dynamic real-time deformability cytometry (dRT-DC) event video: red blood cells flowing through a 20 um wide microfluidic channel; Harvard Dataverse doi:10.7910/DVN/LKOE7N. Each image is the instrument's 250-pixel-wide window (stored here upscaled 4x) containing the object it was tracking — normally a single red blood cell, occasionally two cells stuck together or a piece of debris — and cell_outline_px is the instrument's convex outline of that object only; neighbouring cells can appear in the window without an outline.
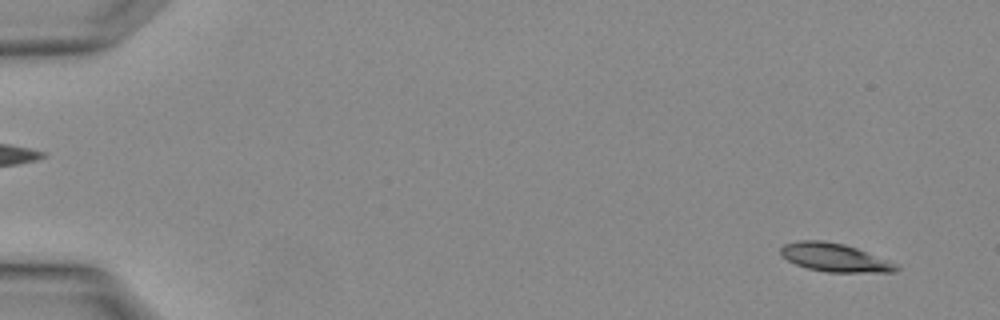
{"species": "Egyptian fruit bat (a non-hibernating species)", "species_latin": "Rousettus aegyptiacus", "temperature_condition": "warm", "stored_images_in_passage": 4, "camera_frame_rate_fps": 3000, "um_per_image_px": 0.085, "animal": {"sex": "female"}, "frame": {"image": 1, "passage_image": 1, "time_ms": 0.0, "image_size_px": [1000, 320], "cell_outline_px": [[900, 268], [896, 272], [828, 272], [808, 268], [796, 264], [780, 256], [780, 248], [784, 244], [800, 240], [824, 240], [844, 244], [856, 248], [888, 260], [896, 264]], "centroid_in_image_um": [70.92, 21.88], "position_along_channel_um": 14.1, "area_um2": 19.02}}